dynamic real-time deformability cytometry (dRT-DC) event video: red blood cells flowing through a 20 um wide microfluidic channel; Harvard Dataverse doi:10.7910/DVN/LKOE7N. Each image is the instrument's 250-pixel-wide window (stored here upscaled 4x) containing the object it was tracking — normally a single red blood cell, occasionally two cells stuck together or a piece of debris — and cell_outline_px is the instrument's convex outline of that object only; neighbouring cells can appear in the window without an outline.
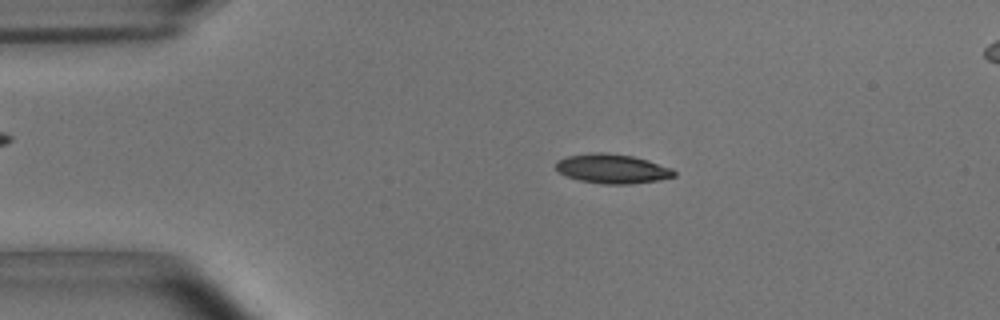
{"species": "common noctule bat (a hibernating species)", "species_latin": "Nyctalus noctula", "temperature_condition": "room temperature", "stored_images_in_passage": 48, "camera_frame_rate_fps": 3000, "um_per_image_px": 0.085, "animal": {"sex": "male", "body_mass_g": 15.6}, "frame": {"image": 1, "passage_image": 5, "time_ms": 1.333, "image_size_px": [1000, 320], "cell_outline_px": [[676, 176], [656, 180], [628, 184], [604, 184], [580, 180], [568, 176], [560, 172], [556, 168], [556, 160], [568, 156], [588, 152], [608, 152], [632, 156], [648, 160], [672, 168], [676, 172]], "centroid_in_image_um": [52.04, 14.32], "position_along_channel_um": 33.0, "area_um2": 20.17}}
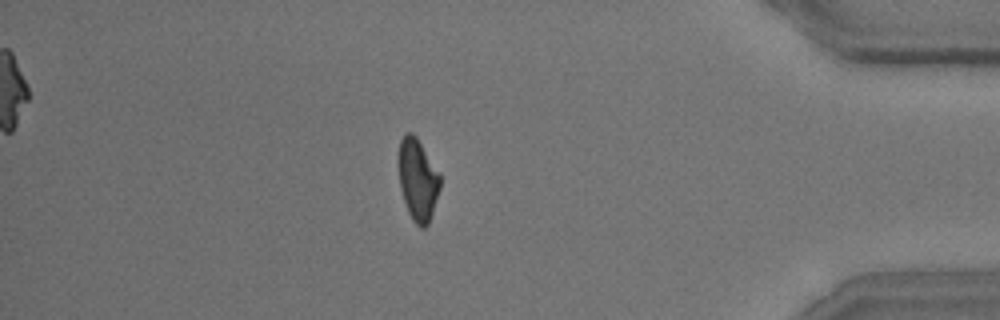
{"frame": {"image": 2, "passage_image": 41, "time_ms": 13.333, "image_size_px": [1000, 320], "cell_outline_px": [[440, 188], [428, 224], [424, 228], [420, 228], [412, 220], [408, 212], [400, 188], [396, 156], [400, 140], [404, 132], [412, 132], [416, 136], [440, 176]], "centroid_in_image_um": [35.45, 15.24], "position_along_channel_um": 399.7, "area_um2": 19.94}}
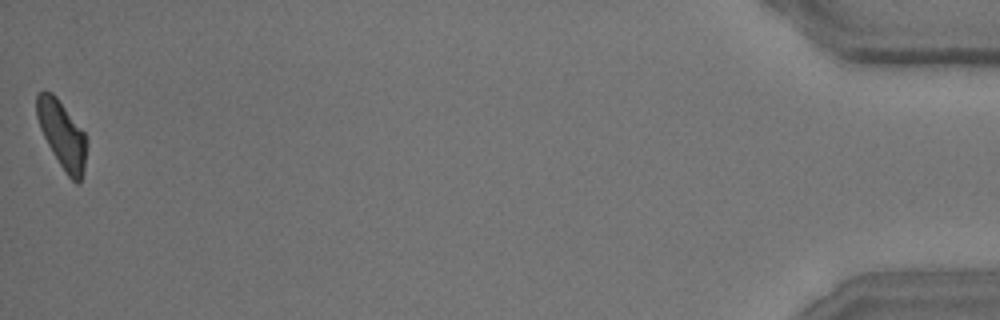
{"frame": {"image": 3, "passage_image": 48, "time_ms": 15.667, "image_size_px": [1000, 320], "cell_outline_px": [[88, 144], [84, 172], [80, 184], [76, 184], [64, 172], [52, 152], [40, 128], [36, 116], [36, 96], [44, 88], [52, 92], [56, 96], [84, 132], [88, 140]], "centroid_in_image_um": [5.3, 11.46], "position_along_channel_um": 429.9, "area_um2": 19.94}, "authors_computed_cell_mechanics": {"area_um2": 20.1433, "velocity_mm_per_s": 3.7118, "shape_relaxation_time_tau1_ms": 4.158, "shape_relaxation_time_tau2_ms": 2.8566, "deformation_change_tau1": 0.1544, "deformation_change_tau2": 0.1016}}